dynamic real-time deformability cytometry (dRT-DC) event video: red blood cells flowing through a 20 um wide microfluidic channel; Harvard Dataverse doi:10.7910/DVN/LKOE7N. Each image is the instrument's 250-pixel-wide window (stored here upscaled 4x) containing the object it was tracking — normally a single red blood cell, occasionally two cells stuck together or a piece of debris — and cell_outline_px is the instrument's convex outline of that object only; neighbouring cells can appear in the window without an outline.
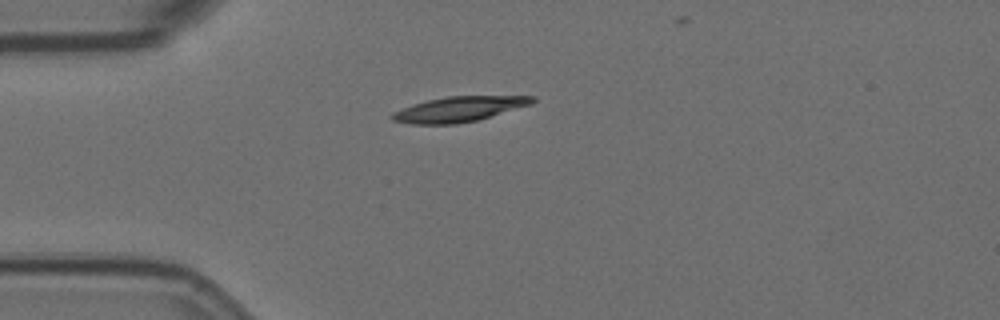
{"species": "Egyptian fruit bat (a non-hibernating species)", "species_latin": "Rousettus aegyptiacus", "temperature_condition": "room temperature", "stored_images_in_passage": 10, "camera_frame_rate_fps": 3000, "um_per_image_px": 0.085, "animal": {"sex": "female"}, "frame": {"image": 1, "passage_image": 1, "time_ms": 0.0, "image_size_px": [1000, 320], "cell_outline_px": [[536, 100], [532, 104], [476, 120], [452, 124], [412, 124], [392, 120], [388, 116], [392, 112], [412, 104], [428, 100], [448, 96], [536, 96]], "centroid_in_image_um": [38.98, 9.27], "position_along_channel_um": 46.0, "area_um2": 20.4}}
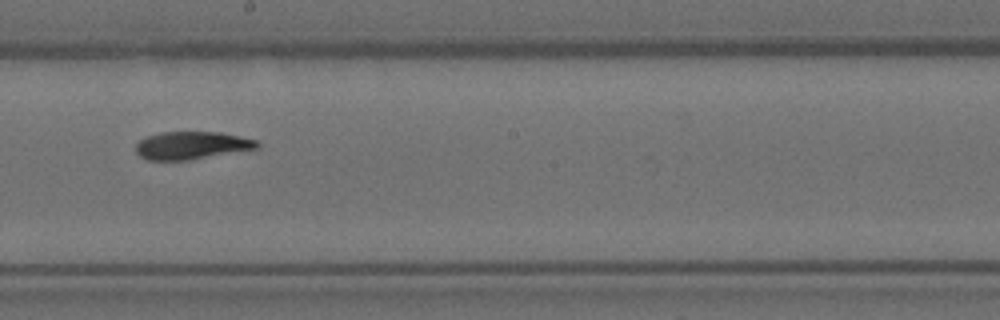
{"frame": {"image": 2, "passage_image": 6, "time_ms": 1.667, "image_size_px": [1000, 320], "cell_outline_px": [[260, 148], [192, 160], [148, 160], [140, 156], [136, 152], [136, 144], [140, 140], [148, 136], [160, 132], [220, 132], [256, 140], [260, 144]], "centroid_in_image_um": [16.31, 12.37], "position_along_channel_um": 231.9, "area_um2": 19.71}}
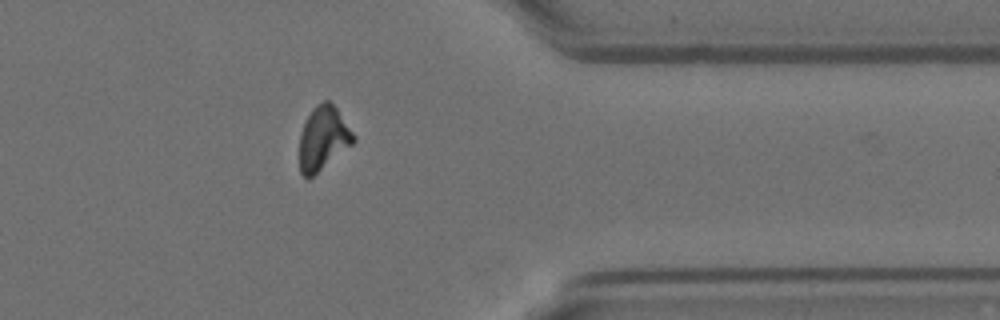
{"frame": {"image": 3, "passage_image": 10, "time_ms": 3.0, "image_size_px": [1000, 320], "cell_outline_px": [[356, 140], [352, 144], [308, 180], [300, 172], [300, 132], [312, 108], [316, 104], [324, 100], [328, 100], [336, 108], [356, 136]], "centroid_in_image_um": [27.46, 11.75], "position_along_channel_um": 383.9, "area_um2": 19.88}}